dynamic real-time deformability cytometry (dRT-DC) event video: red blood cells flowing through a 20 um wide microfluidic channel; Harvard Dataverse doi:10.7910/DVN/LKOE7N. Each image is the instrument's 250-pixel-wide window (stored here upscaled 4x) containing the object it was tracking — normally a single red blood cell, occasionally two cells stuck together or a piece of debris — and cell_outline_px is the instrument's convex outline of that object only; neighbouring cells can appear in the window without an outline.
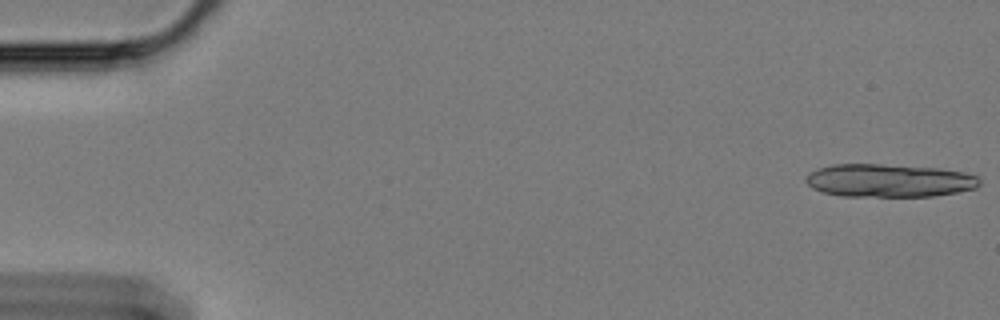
{"species": "Egyptian fruit bat (a non-hibernating species)", "species_latin": "Rousettus aegyptiacus", "temperature_condition": "cold", "stored_images_in_passage": 17, "camera_frame_rate_fps": 3000, "um_per_image_px": 0.085, "animal": {"sex": "female"}, "frame": {"image": 1, "passage_image": 1, "time_ms": 0.0, "image_size_px": [1000, 320], "cell_outline_px": [[980, 184], [976, 188], [956, 192], [932, 196], [840, 196], [824, 192], [812, 188], [804, 180], [804, 176], [808, 172], [816, 168], [832, 164], [880, 164], [940, 168], [964, 172], [976, 176], [980, 180]], "centroid_in_image_um": [75.52, 15.34], "position_along_channel_um": 9.5, "area_um2": 33.7}}